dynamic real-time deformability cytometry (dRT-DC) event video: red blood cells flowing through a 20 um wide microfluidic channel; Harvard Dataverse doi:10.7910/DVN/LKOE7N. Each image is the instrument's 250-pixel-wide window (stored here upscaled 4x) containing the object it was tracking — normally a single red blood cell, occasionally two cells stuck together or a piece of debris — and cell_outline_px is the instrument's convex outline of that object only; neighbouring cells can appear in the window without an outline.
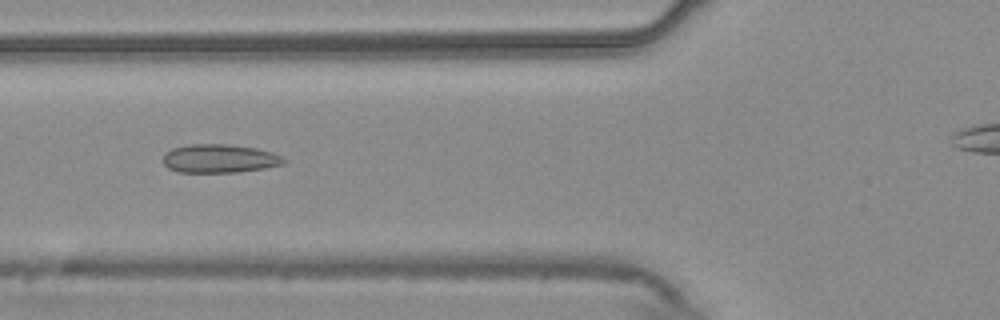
{"species": "common noctule bat (a hibernating species)", "species_latin": "Nyctalus noctula", "temperature_condition": "warm", "stored_images_in_passage": 45, "camera_frame_rate_fps": 3000, "um_per_image_px": 0.085, "animal": {"sex": "male", "body_mass_g": 20.4}, "frame": {"image": 1, "passage_image": 17, "time_ms": 5.333, "image_size_px": [1000, 320], "cell_outline_px": [[288, 160], [280, 164], [264, 168], [240, 172], [180, 172], [168, 168], [164, 164], [164, 156], [172, 148], [192, 144], [228, 144], [256, 148], [272, 152]], "centroid_in_image_um": [18.67, 13.47], "position_along_channel_um": 107.1, "area_um2": 19.88}}
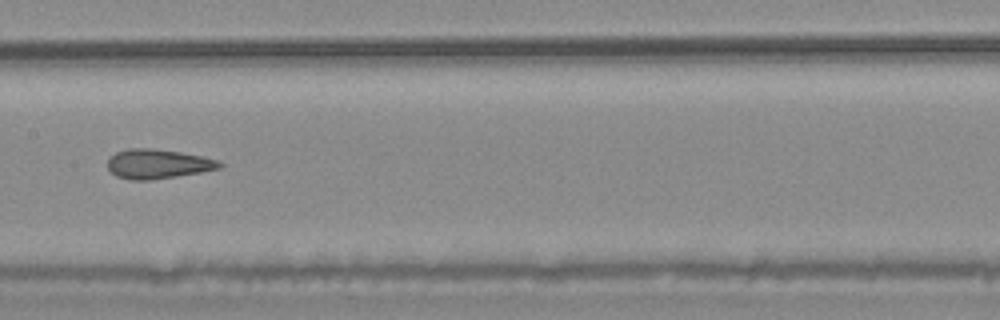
{"frame": {"image": 2, "passage_image": 24, "time_ms": 7.667, "image_size_px": [1000, 320], "cell_outline_px": [[224, 164], [220, 168], [200, 172], [176, 176], [148, 180], [128, 180], [116, 176], [108, 168], [108, 160], [116, 152], [128, 148], [152, 148], [180, 152], [200, 156], [216, 160]], "centroid_in_image_um": [13.39, 13.93], "position_along_channel_um": 194.0, "area_um2": 19.02}}
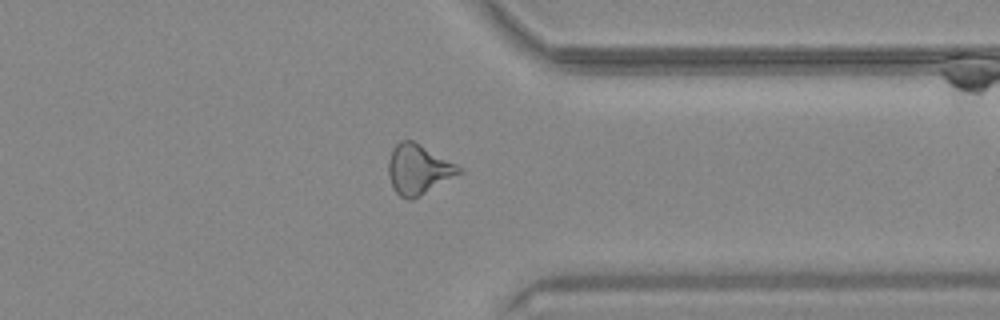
{"frame": {"image": 3, "passage_image": 39, "time_ms": 12.667, "image_size_px": [1000, 320], "cell_outline_px": [[464, 172], [412, 200], [408, 200], [400, 196], [392, 188], [388, 176], [388, 160], [392, 148], [400, 140], [412, 140], [420, 144], [464, 168]], "centroid_in_image_um": [35.56, 14.4], "position_along_channel_um": 375.8, "area_um2": 20.75}}